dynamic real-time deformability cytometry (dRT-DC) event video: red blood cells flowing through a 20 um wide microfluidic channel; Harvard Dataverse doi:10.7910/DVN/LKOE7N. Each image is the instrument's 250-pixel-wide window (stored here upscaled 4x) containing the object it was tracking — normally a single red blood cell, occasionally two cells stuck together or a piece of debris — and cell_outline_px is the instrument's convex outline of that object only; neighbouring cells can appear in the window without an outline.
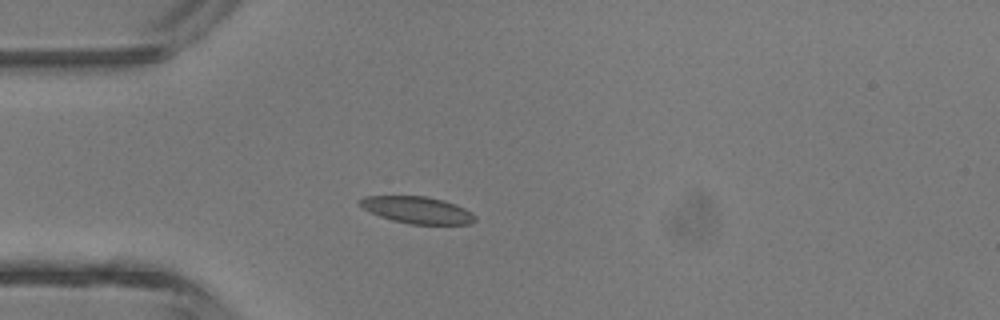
{"species": "common noctule bat (a hibernating species)", "species_latin": "Nyctalus noctula", "temperature_condition": "room temperature", "stored_images_in_passage": 1, "camera_frame_rate_fps": 3000, "um_per_image_px": 0.085, "animal": {"sex": "male", "body_mass_g": 13.3}, "frame": {"image": 1, "passage_image": 1, "time_ms": 0.0, "image_size_px": [1000, 320], "cell_outline_px": [[476, 220], [472, 224], [412, 224], [392, 220], [380, 216], [364, 208], [360, 204], [360, 200], [364, 196], [428, 196], [444, 200], [464, 208], [472, 212], [476, 216]], "centroid_in_image_um": [35.52, 17.85], "position_along_channel_um": 49.5, "area_um2": 17.92}}